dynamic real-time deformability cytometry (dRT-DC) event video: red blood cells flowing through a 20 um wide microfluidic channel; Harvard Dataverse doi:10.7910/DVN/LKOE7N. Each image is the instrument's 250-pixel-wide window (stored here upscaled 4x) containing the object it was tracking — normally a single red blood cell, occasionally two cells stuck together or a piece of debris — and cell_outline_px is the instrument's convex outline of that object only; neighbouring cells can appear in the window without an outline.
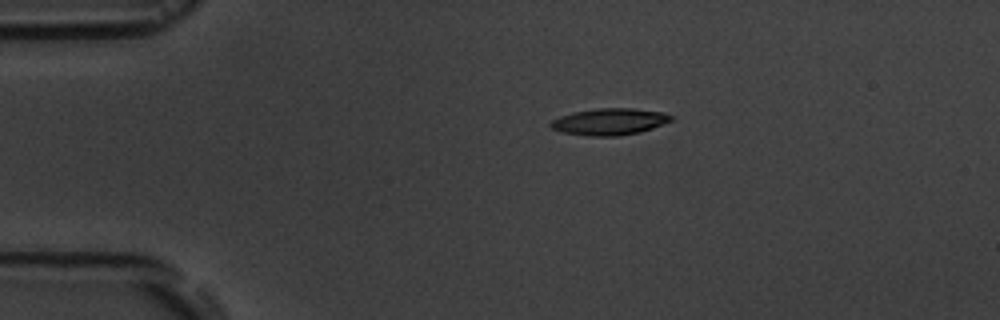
{"species": "common noctule bat (a hibernating species)", "species_latin": "Nyctalus noctula", "temperature_condition": "room temperature", "stored_images_in_passage": 3, "camera_frame_rate_fps": 3000, "um_per_image_px": 0.085, "animal": {"sex": "male", "body_mass_g": 19.5, "forearm_length_mm": 54.6}, "frame": {"image": 1, "passage_image": 1, "time_ms": 0.0, "image_size_px": [1000, 320], "cell_outline_px": [[672, 120], [652, 128], [640, 132], [620, 136], [588, 136], [564, 132], [552, 128], [548, 124], [552, 120], [560, 116], [572, 112], [600, 108], [632, 108], [664, 112], [672, 116]], "centroid_in_image_um": [51.81, 10.34], "position_along_channel_um": 33.2, "area_um2": 18.67}}
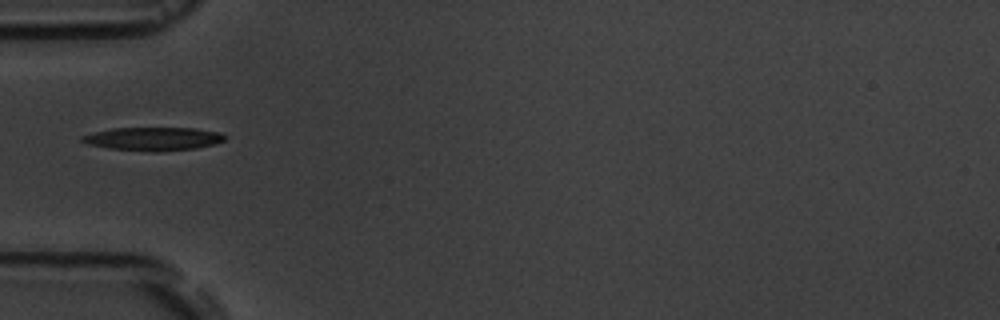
{"frame": {"image": 2, "passage_image": 3, "time_ms": 2.333, "image_size_px": [1000, 320], "cell_outline_px": [[228, 136], [224, 140], [216, 144], [196, 148], [160, 152], [152, 152], [108, 148], [88, 144], [80, 140], [80, 136], [112, 128], [196, 128], [220, 132]], "centroid_in_image_um": [13.07, 11.8], "position_along_channel_um": 71.9, "area_um2": 19.59}}